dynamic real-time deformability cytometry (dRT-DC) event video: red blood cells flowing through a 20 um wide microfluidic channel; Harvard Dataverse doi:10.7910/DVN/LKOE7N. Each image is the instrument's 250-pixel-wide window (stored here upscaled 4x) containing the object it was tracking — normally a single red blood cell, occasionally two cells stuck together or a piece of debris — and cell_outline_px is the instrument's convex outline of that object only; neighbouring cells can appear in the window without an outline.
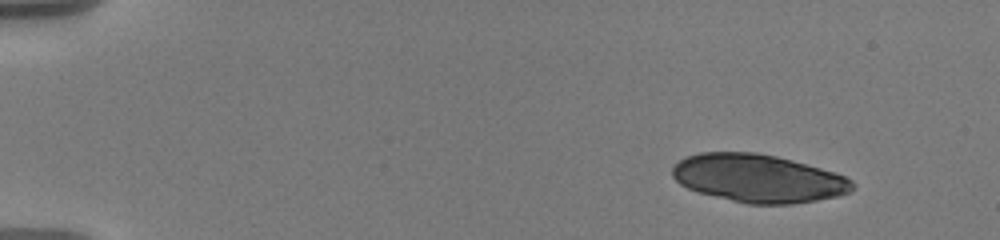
{"species": "human", "species_latin": "Homo sapiens", "temperature_condition": "warm", "stored_images_in_passage": 30, "camera_frame_rate_fps": 3000, "um_per_image_px": 0.085, "donor": {"sex": "male"}, "frame": {"image": 1, "passage_image": 1, "time_ms": 0.0, "image_size_px": [1000, 240], "cell_outline_px": [[856, 184], [848, 192], [836, 196], [816, 200], [792, 204], [748, 204], [696, 192], [680, 184], [672, 176], [672, 168], [680, 160], [688, 156], [700, 152], [756, 152], [776, 156], [792, 160], [820, 168], [844, 176], [852, 180]], "centroid_in_image_um": [64.42, 15.16], "position_along_channel_um": 20.6, "area_um2": 50.17}}
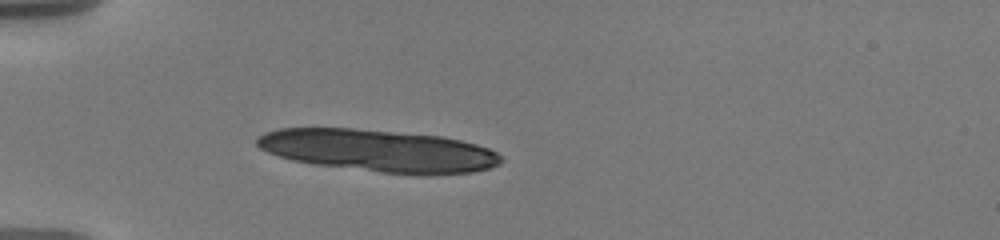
{"frame": {"image": 2, "passage_image": 15, "time_ms": 3.667, "image_size_px": [1000, 240], "cell_outline_px": [[504, 160], [500, 164], [488, 168], [472, 172], [428, 176], [420, 176], [384, 172], [316, 164], [292, 160], [268, 152], [260, 148], [256, 144], [256, 140], [264, 132], [280, 128], [352, 128], [440, 136], [460, 140], [476, 144], [488, 148], [496, 152]], "centroid_in_image_um": [32.22, 12.81], "position_along_channel_um": 52.8, "area_um2": 59.94}}
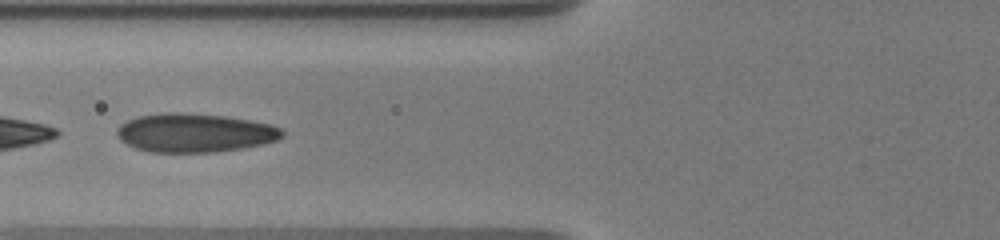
{"frame": {"image": 3, "passage_image": 29, "time_ms": 6.0, "image_size_px": [1000, 240], "cell_outline_px": [[284, 136], [276, 140], [260, 144], [240, 148], [216, 152], [148, 152], [136, 148], [120, 140], [116, 136], [116, 128], [120, 124], [136, 116], [164, 112], [180, 112], [224, 116], [252, 120], [272, 124], [280, 128], [284, 132]], "centroid_in_image_um": [16.52, 11.28], "position_along_channel_um": 109.3, "area_um2": 37.51}}